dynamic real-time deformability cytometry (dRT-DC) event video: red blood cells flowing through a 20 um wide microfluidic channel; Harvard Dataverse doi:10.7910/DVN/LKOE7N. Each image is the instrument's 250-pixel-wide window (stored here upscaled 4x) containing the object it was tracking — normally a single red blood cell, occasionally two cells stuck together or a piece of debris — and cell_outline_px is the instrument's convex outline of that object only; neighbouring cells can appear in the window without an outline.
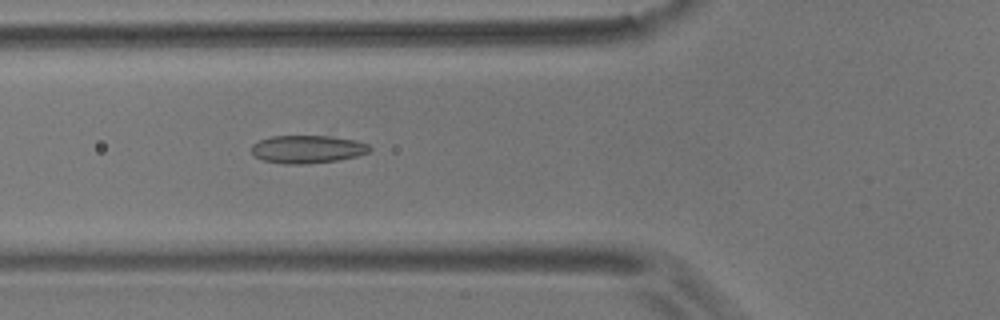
{"species": "common noctule bat (a hibernating species)", "species_latin": "Nyctalus noctula", "temperature_condition": "room temperature", "stored_images_in_passage": 4, "camera_frame_rate_fps": 3000, "um_per_image_px": 0.085, "animal": {"sex": "male", "body_mass_g": 17.9}, "frame": {"image": 1, "passage_image": 4, "time_ms": 1.0, "image_size_px": [1000, 320], "cell_outline_px": [[372, 148], [368, 152], [356, 156], [340, 160], [304, 164], [284, 164], [264, 160], [252, 156], [252, 144], [260, 140], [272, 136], [328, 136], [356, 140], [368, 144]], "centroid_in_image_um": [26.12, 12.69], "position_along_channel_um": 99.7, "area_um2": 19.25}}